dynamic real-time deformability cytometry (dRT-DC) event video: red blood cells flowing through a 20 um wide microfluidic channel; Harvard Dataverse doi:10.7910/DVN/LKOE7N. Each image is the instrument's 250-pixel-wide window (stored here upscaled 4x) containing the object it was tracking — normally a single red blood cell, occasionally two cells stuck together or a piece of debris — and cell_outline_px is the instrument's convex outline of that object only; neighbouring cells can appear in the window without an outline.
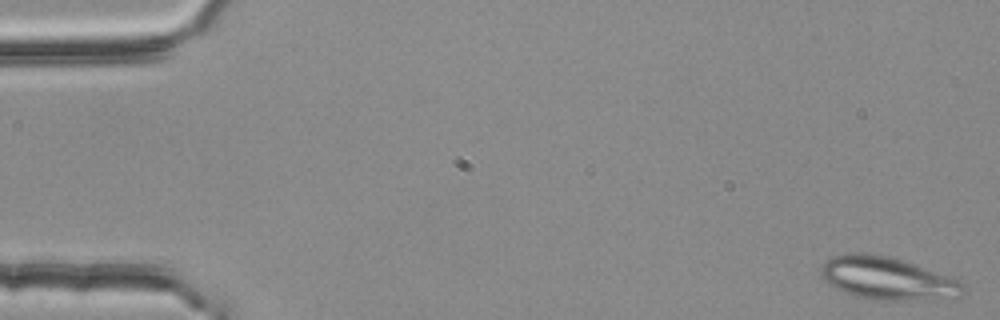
{"species": "common noctule bat (a hibernating species)", "species_latin": "Nyctalus noctula", "temperature_condition": "room temperature", "stored_images_in_passage": 14, "camera_frame_rate_fps": 3000, "um_per_image_px": 0.085, "animal": {"sex": "female", "body_mass_g": 25.1}, "frame": {"image": 1, "passage_image": 1, "time_ms": 0.0, "image_size_px": [1000, 320], "cell_outline_px": [[964, 288], [960, 296], [900, 300], [868, 300], [844, 292], [828, 284], [820, 276], [820, 268], [824, 260], [832, 256], [844, 252], [868, 252], [888, 256], [912, 264], [956, 280], [964, 284]], "centroid_in_image_um": [75.26, 23.64], "position_along_channel_um": 9.7, "area_um2": 34.97}}